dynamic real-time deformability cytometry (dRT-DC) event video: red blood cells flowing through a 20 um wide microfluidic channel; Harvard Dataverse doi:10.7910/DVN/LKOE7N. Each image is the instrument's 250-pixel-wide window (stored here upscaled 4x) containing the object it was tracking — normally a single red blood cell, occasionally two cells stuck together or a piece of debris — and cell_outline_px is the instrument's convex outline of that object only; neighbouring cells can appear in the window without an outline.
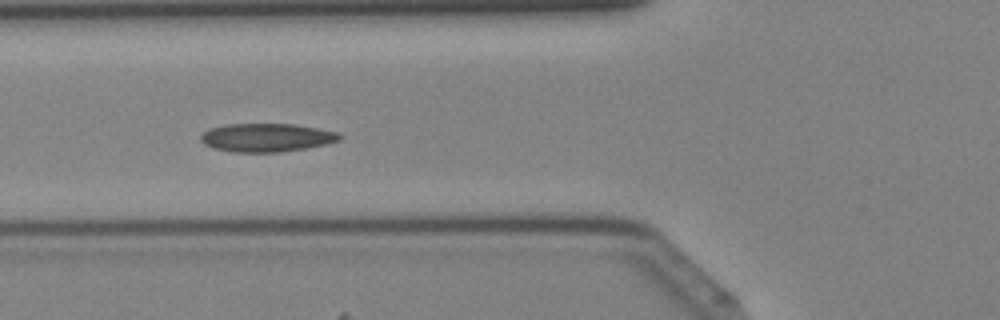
{"species": "Egyptian fruit bat (a non-hibernating species)", "species_latin": "Rousettus aegyptiacus", "temperature_condition": "cold", "stored_images_in_passage": 29, "camera_frame_rate_fps": 3000, "um_per_image_px": 0.085, "animal": {"sex": "female"}, "frame": {"image": 1, "passage_image": 10, "time_ms": 3.0, "image_size_px": [1000, 320], "cell_outline_px": [[344, 136], [340, 140], [324, 144], [304, 148], [280, 152], [232, 152], [216, 148], [204, 144], [200, 140], [200, 136], [208, 128], [228, 124], [292, 124], [316, 128], [336, 132]], "centroid_in_image_um": [22.63, 11.69], "position_along_channel_um": 103.2, "area_um2": 22.77}}
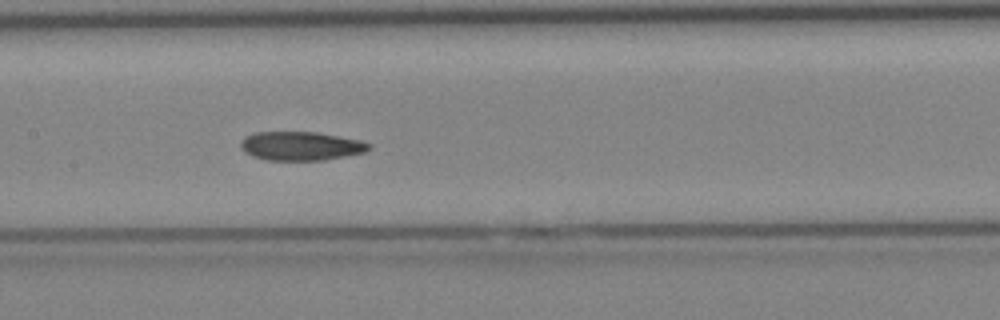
{"frame": {"image": 2, "passage_image": 15, "time_ms": 4.667, "image_size_px": [1000, 320], "cell_outline_px": [[372, 148], [364, 152], [324, 160], [268, 160], [252, 156], [244, 152], [240, 148], [240, 144], [244, 136], [252, 132], [316, 132], [360, 140], [372, 144]], "centroid_in_image_um": [25.55, 12.4], "position_along_channel_um": 181.9, "area_um2": 21.62}}
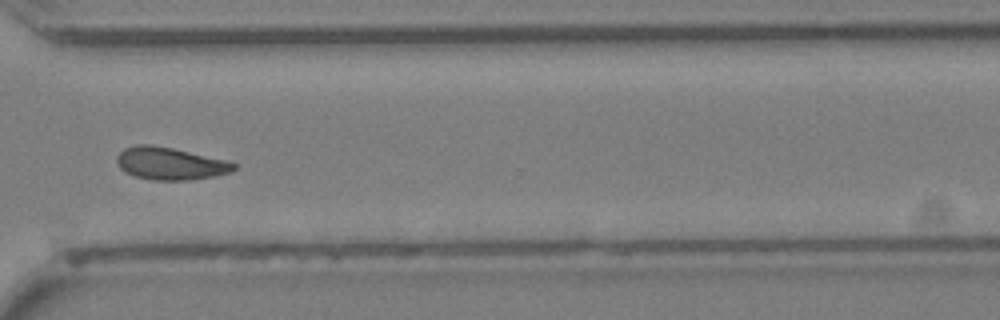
{"frame": {"image": 3, "passage_image": 26, "time_ms": 8.333, "image_size_px": [1000, 320], "cell_outline_px": [[236, 168], [228, 172], [216, 176], [188, 180], [152, 180], [136, 176], [120, 168], [116, 164], [116, 156], [124, 148], [136, 144], [148, 144], [172, 148], [224, 160], [236, 164]], "centroid_in_image_um": [14.41, 13.9], "position_along_channel_um": 356.2, "area_um2": 21.85}}